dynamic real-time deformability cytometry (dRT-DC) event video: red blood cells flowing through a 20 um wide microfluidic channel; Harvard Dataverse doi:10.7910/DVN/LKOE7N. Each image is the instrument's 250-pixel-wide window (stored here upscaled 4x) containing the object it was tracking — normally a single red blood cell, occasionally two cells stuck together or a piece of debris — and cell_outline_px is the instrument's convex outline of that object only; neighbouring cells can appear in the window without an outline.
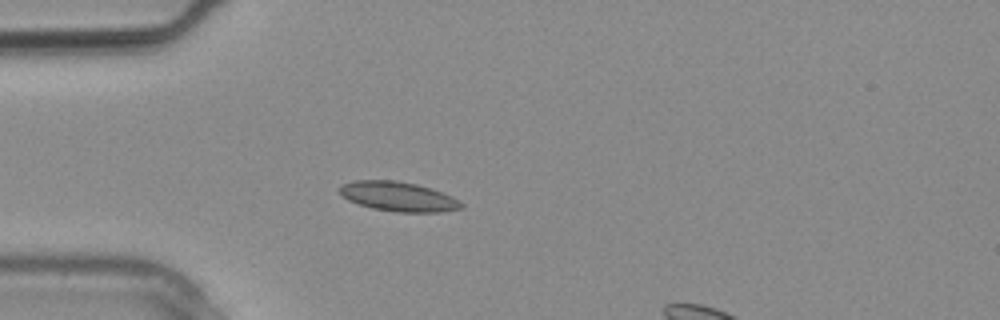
{"species": "common noctule bat (a hibernating species)", "species_latin": "Nyctalus noctula", "temperature_condition": "warm", "stored_images_in_passage": 11, "camera_frame_rate_fps": 3000, "um_per_image_px": 0.085, "animal": {"sex": "male", "body_mass_g": 20.4}, "frame": {"image": 1, "passage_image": 7, "time_ms": 2.0, "image_size_px": [1000, 320], "cell_outline_px": [[464, 208], [440, 212], [396, 212], [372, 208], [348, 200], [340, 192], [340, 188], [344, 184], [356, 180], [396, 180], [416, 184], [432, 188], [452, 196], [464, 204]], "centroid_in_image_um": [33.91, 16.71], "position_along_channel_um": 51.1, "area_um2": 20.87}}
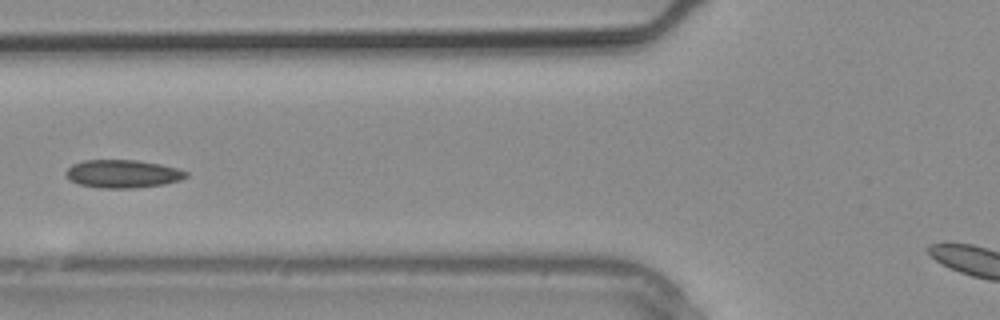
{"frame": {"image": 2, "passage_image": 10, "time_ms": 3.0, "image_size_px": [1000, 320], "cell_outline_px": [[188, 176], [180, 180], [164, 184], [132, 188], [100, 188], [80, 184], [68, 180], [64, 172], [72, 164], [84, 160], [136, 160], [160, 164], [180, 168], [188, 172]], "centroid_in_image_um": [10.43, 14.77], "position_along_channel_um": 115.4, "area_um2": 19.77}}